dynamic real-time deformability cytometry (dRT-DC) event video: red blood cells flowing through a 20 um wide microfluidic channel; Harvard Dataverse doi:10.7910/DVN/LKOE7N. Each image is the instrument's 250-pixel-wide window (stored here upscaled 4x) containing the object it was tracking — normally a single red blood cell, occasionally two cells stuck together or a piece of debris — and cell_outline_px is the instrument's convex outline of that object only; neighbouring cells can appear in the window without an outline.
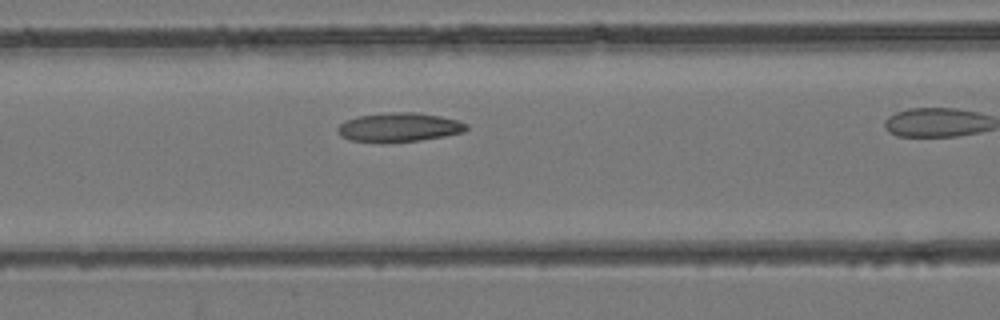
{"species": "common noctule bat (a hibernating species)", "species_latin": "Nyctalus noctula", "temperature_condition": "room temperature", "stored_images_in_passage": 7, "camera_frame_rate_fps": 3000, "um_per_image_px": 0.085, "animal": {"sex": "female", "body_mass_g": 24.6, "forearm_length_mm": 56.2}, "frame": {"image": 1, "passage_image": 7, "time_ms": 7.333, "image_size_px": [1000, 320], "cell_outline_px": [[468, 128], [464, 132], [444, 136], [420, 140], [384, 144], [348, 140], [340, 136], [336, 132], [336, 128], [344, 120], [356, 116], [392, 112], [416, 112], [440, 116], [456, 120], [468, 124]], "centroid_in_image_um": [33.85, 10.84], "position_along_channel_um": 132.8, "area_um2": 22.31}}